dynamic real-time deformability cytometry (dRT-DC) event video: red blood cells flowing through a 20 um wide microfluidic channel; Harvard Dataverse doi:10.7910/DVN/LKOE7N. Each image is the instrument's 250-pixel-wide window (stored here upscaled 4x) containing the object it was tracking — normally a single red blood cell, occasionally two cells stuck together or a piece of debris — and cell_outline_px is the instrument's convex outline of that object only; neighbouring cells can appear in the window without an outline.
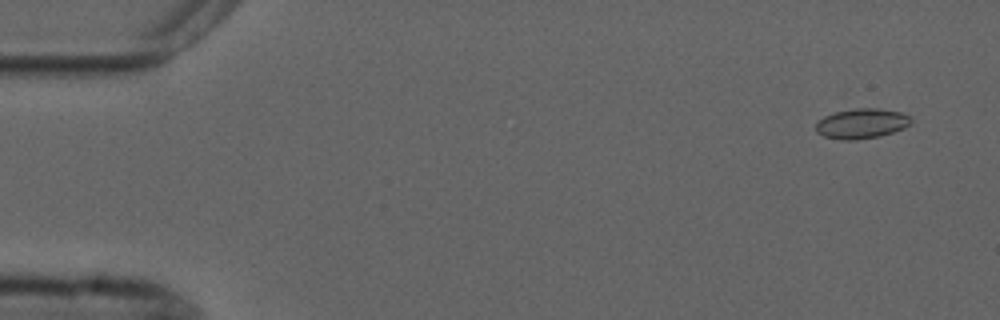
{"species": "common noctule bat (a hibernating species)", "species_latin": "Nyctalus noctula", "temperature_condition": "cold", "stored_images_in_passage": 7, "camera_frame_rate_fps": 3000, "um_per_image_px": 0.085, "animal": {"sex": "male", "forearm_length_mm": 52.5}, "frame": {"image": 1, "passage_image": 2, "time_ms": 1.0, "image_size_px": [1000, 320], "cell_outline_px": [[912, 124], [904, 128], [880, 136], [856, 140], [840, 140], [824, 136], [816, 132], [816, 124], [824, 116], [836, 112], [856, 108], [876, 108], [900, 112], [912, 116]], "centroid_in_image_um": [73.27, 10.51], "position_along_channel_um": 11.7, "area_um2": 16.7}}
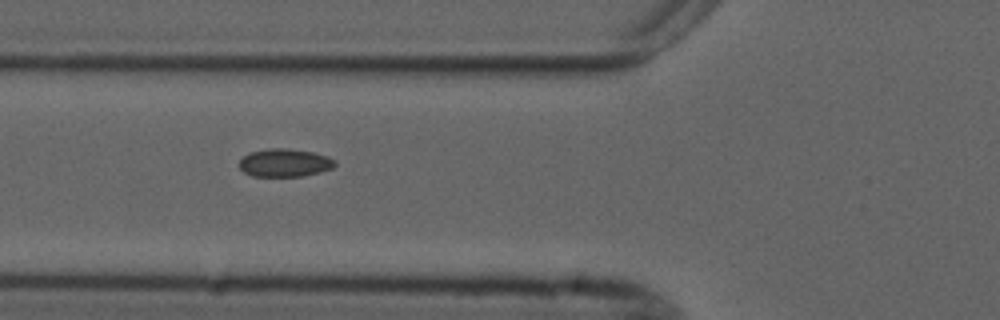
{"frame": {"image": 2, "passage_image": 6, "time_ms": 6.667, "image_size_px": [1000, 320], "cell_outline_px": [[336, 164], [332, 168], [320, 172], [300, 176], [252, 176], [244, 172], [240, 168], [240, 160], [248, 152], [268, 148], [288, 148], [312, 152], [328, 156], [336, 160]], "centroid_in_image_um": [24.2, 13.82], "position_along_channel_um": 101.6, "area_um2": 15.66}}
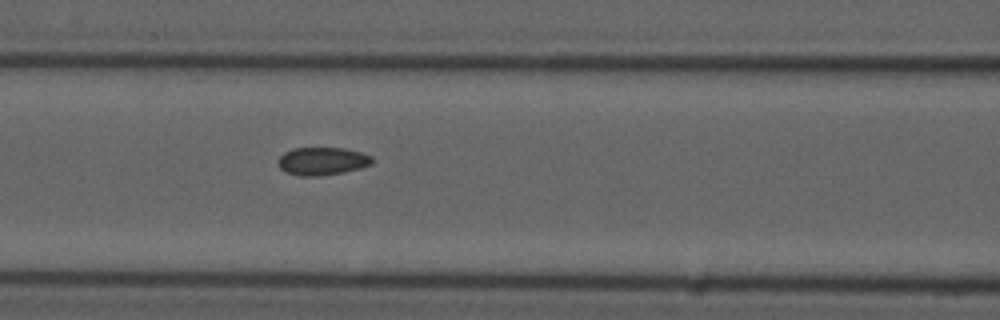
{"frame": {"image": 3, "passage_image": 7, "time_ms": 7.667, "image_size_px": [1000, 320], "cell_outline_px": [[372, 164], [360, 168], [344, 172], [320, 176], [296, 176], [284, 172], [280, 168], [280, 156], [284, 152], [292, 148], [344, 148], [360, 152], [372, 156]], "centroid_in_image_um": [27.39, 13.7], "position_along_channel_um": 139.2, "area_um2": 15.32}}